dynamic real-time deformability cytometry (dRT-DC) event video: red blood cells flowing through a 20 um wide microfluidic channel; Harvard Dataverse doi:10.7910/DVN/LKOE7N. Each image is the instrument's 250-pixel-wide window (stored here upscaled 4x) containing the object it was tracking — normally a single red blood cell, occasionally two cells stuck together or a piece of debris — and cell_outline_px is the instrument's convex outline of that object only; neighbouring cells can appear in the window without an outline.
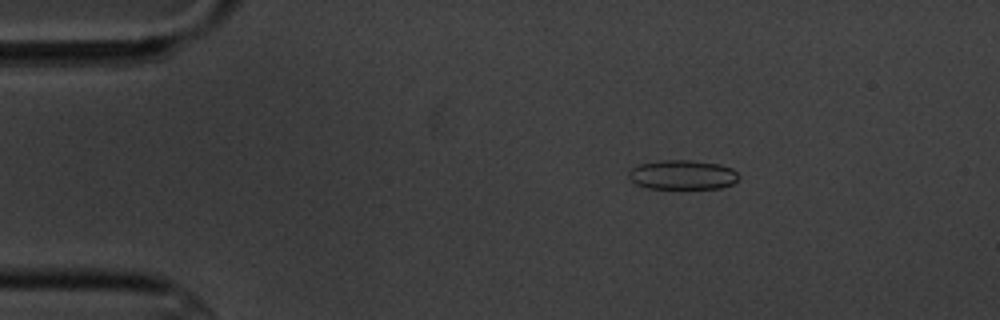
{"species": "common noctule bat (a hibernating species)", "species_latin": "Nyctalus noctula", "temperature_condition": "cold", "stored_images_in_passage": 5, "camera_frame_rate_fps": 3000, "um_per_image_px": 0.085, "animal": {"sex": "male", "body_mass_g": 20.1, "forearm_length_mm": 53.5}, "frame": {"image": 1, "passage_image": 3, "time_ms": 2.333, "image_size_px": [1000, 320], "cell_outline_px": [[740, 176], [732, 184], [720, 188], [648, 188], [636, 184], [628, 180], [628, 172], [632, 168], [640, 164], [660, 160], [692, 160], [720, 164], [732, 168]], "centroid_in_image_um": [58.0, 14.85], "position_along_channel_um": 27.0, "area_um2": 18.96}}